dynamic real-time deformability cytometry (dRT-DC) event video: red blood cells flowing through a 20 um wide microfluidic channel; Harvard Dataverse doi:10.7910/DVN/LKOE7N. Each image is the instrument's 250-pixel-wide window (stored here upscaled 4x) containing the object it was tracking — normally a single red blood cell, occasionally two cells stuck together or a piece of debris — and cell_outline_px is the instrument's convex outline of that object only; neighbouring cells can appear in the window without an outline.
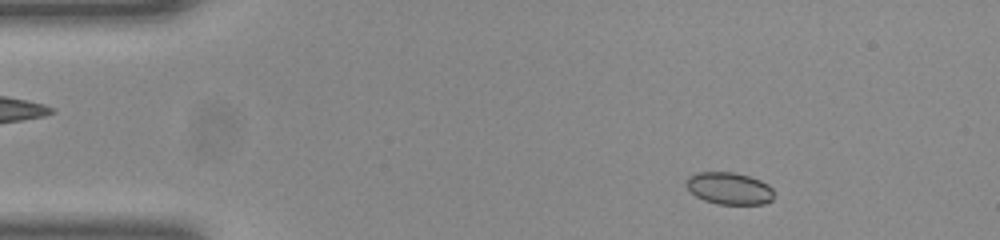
{"species": "common noctule bat (a hibernating species)", "species_latin": "Nyctalus noctula", "temperature_condition": "room temperature", "stored_images_in_passage": 50, "camera_frame_rate_fps": 3000, "um_per_image_px": 0.085, "animal": {"sex": "female", "body_mass_g": 23.0, "forearm_length_mm": 53.4}, "frame": {"image": 1, "passage_image": 6, "time_ms": 1.667, "image_size_px": [1000, 240], "cell_outline_px": [[772, 200], [764, 204], [716, 204], [704, 200], [696, 196], [684, 184], [684, 180], [692, 172], [732, 172], [748, 176], [760, 180], [768, 184], [772, 188]], "centroid_in_image_um": [61.93, 16.0], "position_along_channel_um": 23.1, "area_um2": 16.53}}
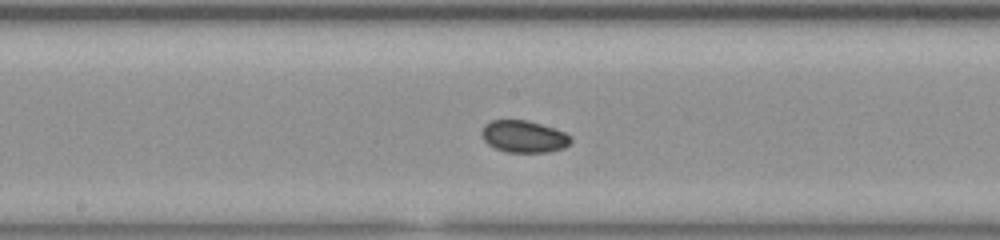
{"frame": {"image": 2, "passage_image": 25, "time_ms": 8.0, "image_size_px": [1000, 240], "cell_outline_px": [[572, 140], [564, 148], [548, 152], [508, 152], [496, 148], [488, 144], [484, 140], [480, 132], [484, 124], [492, 120], [528, 120], [564, 132], [572, 136]], "centroid_in_image_um": [44.51, 11.6], "position_along_channel_um": 203.7, "area_um2": 16.59}}
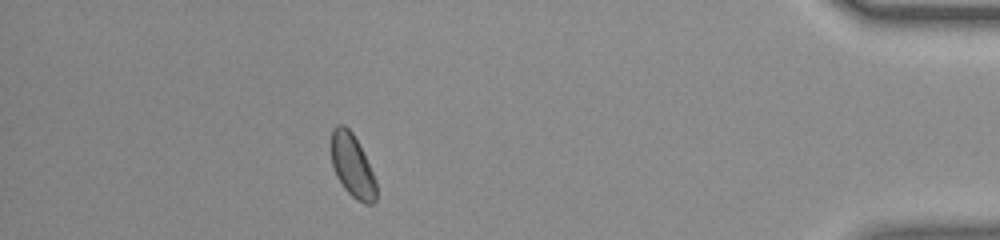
{"frame": {"image": 3, "passage_image": 44, "time_ms": 14.333, "image_size_px": [1000, 240], "cell_outline_px": [[376, 200], [372, 204], [364, 204], [356, 200], [344, 188], [336, 176], [332, 164], [332, 128], [336, 124], [344, 124], [352, 132], [376, 180]], "centroid_in_image_um": [29.94, 14.11], "position_along_channel_um": 405.3, "area_um2": 16.3}, "authors_computed_cell_mechanics": {"area_um2": 16.5308, "velocity_mm_per_s": 4.0034, "shape_relaxation_time_tau1_ms": null, "shape_relaxation_time_tau2_ms": 11.1773, "deformation_change_tau1": null, "deformation_change_tau2": 0.0854}}